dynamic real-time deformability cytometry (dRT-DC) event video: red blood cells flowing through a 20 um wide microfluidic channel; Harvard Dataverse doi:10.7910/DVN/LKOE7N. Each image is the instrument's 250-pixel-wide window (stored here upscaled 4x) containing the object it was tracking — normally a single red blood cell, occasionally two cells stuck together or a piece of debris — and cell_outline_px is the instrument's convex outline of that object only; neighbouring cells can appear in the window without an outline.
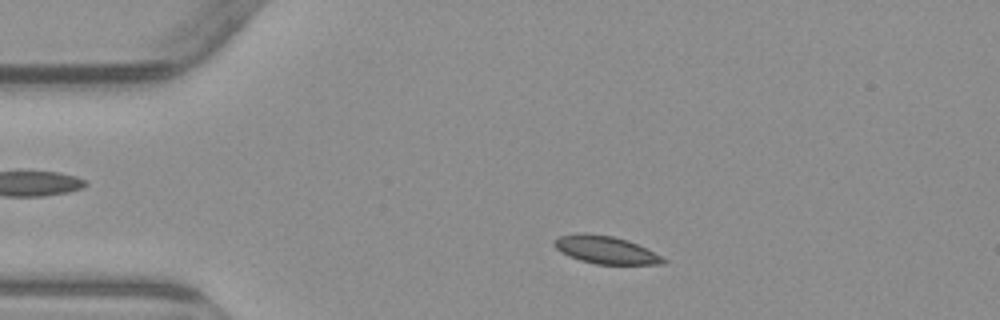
{"species": "common noctule bat (a hibernating species)", "species_latin": "Nyctalus noctula", "temperature_condition": "warm", "stored_images_in_passage": 3, "camera_frame_rate_fps": 3000, "um_per_image_px": 0.085, "animal": {"sex": "male", "body_mass_g": 23.1, "forearm_length_mm": 52.7}, "frame": {"image": 1, "passage_image": 2, "time_ms": 1.333, "image_size_px": [1000, 320], "cell_outline_px": [[668, 260], [664, 264], [596, 264], [580, 260], [556, 248], [552, 244], [552, 240], [560, 236], [580, 232], [584, 232], [612, 236], [628, 240], [648, 248]], "centroid_in_image_um": [51.51, 21.22], "position_along_channel_um": 33.5, "area_um2": 17.63}}